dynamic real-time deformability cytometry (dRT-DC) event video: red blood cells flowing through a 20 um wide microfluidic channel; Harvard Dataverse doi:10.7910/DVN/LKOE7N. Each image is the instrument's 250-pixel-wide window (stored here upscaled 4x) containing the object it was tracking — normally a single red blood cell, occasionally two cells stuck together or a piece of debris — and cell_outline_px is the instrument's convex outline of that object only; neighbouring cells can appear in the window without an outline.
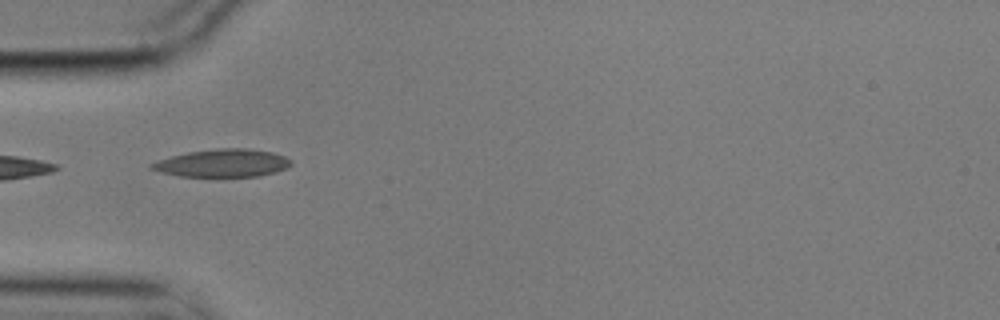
{"species": "common noctule bat (a hibernating species)", "species_latin": "Nyctalus noctula", "temperature_condition": "cold", "stored_images_in_passage": 8, "camera_frame_rate_fps": 3000, "um_per_image_px": 0.085, "animal": {"sex": "male", "body_mass_g": 17.9}, "frame": {"image": 1, "passage_image": 5, "time_ms": 1.333, "image_size_px": [1000, 320], "cell_outline_px": [[292, 164], [288, 168], [276, 172], [260, 176], [180, 176], [148, 168], [148, 164], [172, 156], [188, 152], [216, 148], [248, 148], [272, 152], [284, 156], [292, 160]], "centroid_in_image_um": [18.97, 13.85], "position_along_channel_um": 66.0, "area_um2": 22.54}}
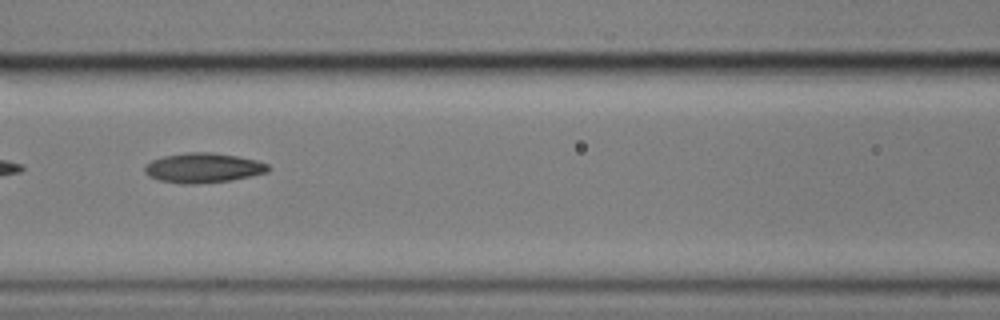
{"frame": {"image": 2, "passage_image": 7, "time_ms": 2.0, "image_size_px": [1000, 320], "cell_outline_px": [[272, 168], [268, 172], [232, 180], [196, 184], [180, 184], [160, 180], [148, 176], [144, 172], [144, 164], [152, 160], [164, 156], [188, 152], [212, 152], [236, 156], [256, 160], [268, 164]], "centroid_in_image_um": [17.26, 14.27], "position_along_channel_um": 149.3, "area_um2": 21.56}}
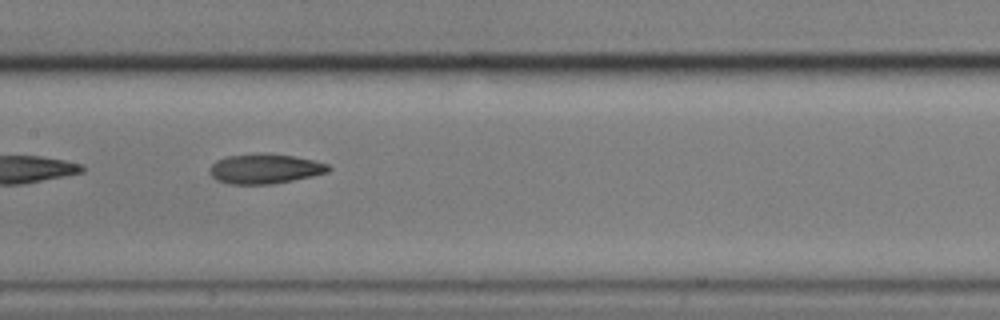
{"frame": {"image": 3, "passage_image": 8, "time_ms": 2.333, "image_size_px": [1000, 320], "cell_outline_px": [[332, 168], [328, 172], [312, 176], [272, 184], [232, 184], [216, 180], [208, 172], [208, 168], [216, 160], [228, 156], [260, 152], [296, 156], [328, 164]], "centroid_in_image_um": [22.5, 14.33], "position_along_channel_um": 184.9, "area_um2": 20.81}}